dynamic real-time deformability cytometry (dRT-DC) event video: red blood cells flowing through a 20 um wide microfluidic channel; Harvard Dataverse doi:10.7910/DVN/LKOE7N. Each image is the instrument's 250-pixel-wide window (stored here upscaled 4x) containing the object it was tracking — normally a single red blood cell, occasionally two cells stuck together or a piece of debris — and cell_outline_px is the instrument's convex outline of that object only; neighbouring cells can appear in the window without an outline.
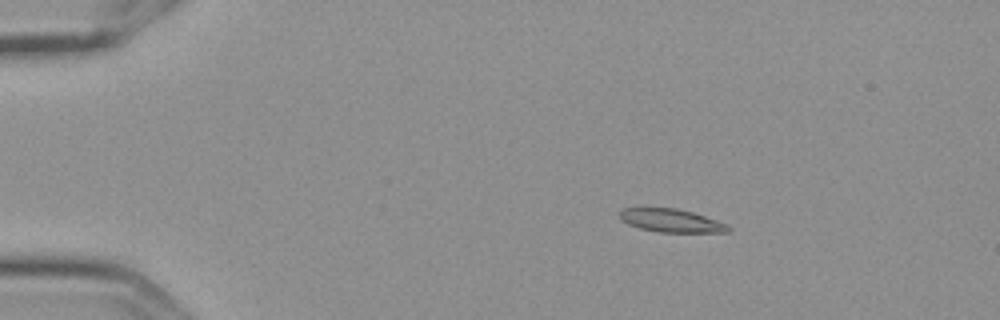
{"species": "Egyptian fruit bat (a non-hibernating species)", "species_latin": "Rousettus aegyptiacus", "temperature_condition": "cold", "stored_images_in_passage": 6, "camera_frame_rate_fps": 3000, "um_per_image_px": 0.085, "frame": {"image": 1, "passage_image": 4, "time_ms": 1.0, "image_size_px": [1000, 320], "cell_outline_px": [[732, 228], [728, 232], [660, 232], [640, 228], [628, 224], [620, 220], [620, 212], [624, 208], [676, 208], [692, 212], [728, 224]], "centroid_in_image_um": [57.07, 18.75], "position_along_channel_um": 27.9, "area_um2": 14.57}}